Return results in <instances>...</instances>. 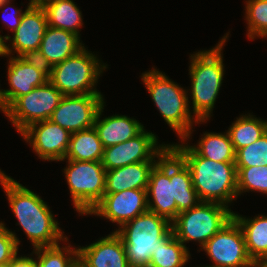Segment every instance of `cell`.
<instances>
[{"label": "cell", "instance_id": "obj_1", "mask_svg": "<svg viewBox=\"0 0 267 267\" xmlns=\"http://www.w3.org/2000/svg\"><path fill=\"white\" fill-rule=\"evenodd\" d=\"M0 184L9 206L34 248L54 246L68 241L43 199L0 170Z\"/></svg>", "mask_w": 267, "mask_h": 267}, {"label": "cell", "instance_id": "obj_2", "mask_svg": "<svg viewBox=\"0 0 267 267\" xmlns=\"http://www.w3.org/2000/svg\"><path fill=\"white\" fill-rule=\"evenodd\" d=\"M170 149L189 168L200 201L229 207L228 204L238 197L235 163L215 162L199 156L188 142L187 145L171 144Z\"/></svg>", "mask_w": 267, "mask_h": 267}, {"label": "cell", "instance_id": "obj_3", "mask_svg": "<svg viewBox=\"0 0 267 267\" xmlns=\"http://www.w3.org/2000/svg\"><path fill=\"white\" fill-rule=\"evenodd\" d=\"M229 34L215 48L194 53L190 57L191 99L193 116L198 121L210 119L224 77L222 48Z\"/></svg>", "mask_w": 267, "mask_h": 267}, {"label": "cell", "instance_id": "obj_4", "mask_svg": "<svg viewBox=\"0 0 267 267\" xmlns=\"http://www.w3.org/2000/svg\"><path fill=\"white\" fill-rule=\"evenodd\" d=\"M141 79L162 118L178 134L181 143L190 139L194 122L205 121H198L191 115L188 90L155 68L142 73Z\"/></svg>", "mask_w": 267, "mask_h": 267}, {"label": "cell", "instance_id": "obj_5", "mask_svg": "<svg viewBox=\"0 0 267 267\" xmlns=\"http://www.w3.org/2000/svg\"><path fill=\"white\" fill-rule=\"evenodd\" d=\"M171 229V223L156 213L147 211L123 224L115 232L121 237L130 267L149 265L159 240Z\"/></svg>", "mask_w": 267, "mask_h": 267}, {"label": "cell", "instance_id": "obj_6", "mask_svg": "<svg viewBox=\"0 0 267 267\" xmlns=\"http://www.w3.org/2000/svg\"><path fill=\"white\" fill-rule=\"evenodd\" d=\"M101 64L96 55L84 46L75 55L52 66L49 69V81L64 96L101 94L95 85L108 66Z\"/></svg>", "mask_w": 267, "mask_h": 267}, {"label": "cell", "instance_id": "obj_7", "mask_svg": "<svg viewBox=\"0 0 267 267\" xmlns=\"http://www.w3.org/2000/svg\"><path fill=\"white\" fill-rule=\"evenodd\" d=\"M232 218L233 211L228 207L200 201L193 208L179 213L171 223V228L183 245L197 241L202 248Z\"/></svg>", "mask_w": 267, "mask_h": 267}, {"label": "cell", "instance_id": "obj_8", "mask_svg": "<svg viewBox=\"0 0 267 267\" xmlns=\"http://www.w3.org/2000/svg\"><path fill=\"white\" fill-rule=\"evenodd\" d=\"M67 163L64 173L74 207L81 215H87L103 199L106 170L98 161L67 160Z\"/></svg>", "mask_w": 267, "mask_h": 267}, {"label": "cell", "instance_id": "obj_9", "mask_svg": "<svg viewBox=\"0 0 267 267\" xmlns=\"http://www.w3.org/2000/svg\"><path fill=\"white\" fill-rule=\"evenodd\" d=\"M63 96L48 80L28 94L18 97L7 108V117L21 133L32 123L49 120Z\"/></svg>", "mask_w": 267, "mask_h": 267}, {"label": "cell", "instance_id": "obj_10", "mask_svg": "<svg viewBox=\"0 0 267 267\" xmlns=\"http://www.w3.org/2000/svg\"><path fill=\"white\" fill-rule=\"evenodd\" d=\"M157 140L156 135L144 129L132 139L104 148L101 163L107 171L139 162L159 161L170 144L158 145Z\"/></svg>", "mask_w": 267, "mask_h": 267}, {"label": "cell", "instance_id": "obj_11", "mask_svg": "<svg viewBox=\"0 0 267 267\" xmlns=\"http://www.w3.org/2000/svg\"><path fill=\"white\" fill-rule=\"evenodd\" d=\"M213 267H255L249 257L241 227L232 218L202 247Z\"/></svg>", "mask_w": 267, "mask_h": 267}, {"label": "cell", "instance_id": "obj_12", "mask_svg": "<svg viewBox=\"0 0 267 267\" xmlns=\"http://www.w3.org/2000/svg\"><path fill=\"white\" fill-rule=\"evenodd\" d=\"M103 103L102 94L63 96L49 120L70 133L89 129Z\"/></svg>", "mask_w": 267, "mask_h": 267}, {"label": "cell", "instance_id": "obj_13", "mask_svg": "<svg viewBox=\"0 0 267 267\" xmlns=\"http://www.w3.org/2000/svg\"><path fill=\"white\" fill-rule=\"evenodd\" d=\"M47 26L44 8L40 3L30 1L21 17L20 25L13 32V37L6 35V41L9 40L11 43V46L6 45L8 57L14 51L18 57H34L41 45Z\"/></svg>", "mask_w": 267, "mask_h": 267}, {"label": "cell", "instance_id": "obj_14", "mask_svg": "<svg viewBox=\"0 0 267 267\" xmlns=\"http://www.w3.org/2000/svg\"><path fill=\"white\" fill-rule=\"evenodd\" d=\"M11 55L7 67L10 89H2L7 108L18 97L28 94L49 80V69L39 60L34 57H13V54Z\"/></svg>", "mask_w": 267, "mask_h": 267}, {"label": "cell", "instance_id": "obj_15", "mask_svg": "<svg viewBox=\"0 0 267 267\" xmlns=\"http://www.w3.org/2000/svg\"><path fill=\"white\" fill-rule=\"evenodd\" d=\"M20 134L42 160L64 161L71 133L60 125L51 120L38 121Z\"/></svg>", "mask_w": 267, "mask_h": 267}, {"label": "cell", "instance_id": "obj_16", "mask_svg": "<svg viewBox=\"0 0 267 267\" xmlns=\"http://www.w3.org/2000/svg\"><path fill=\"white\" fill-rule=\"evenodd\" d=\"M148 211L147 190L129 189L118 193H104L103 199L90 215L108 219L120 226Z\"/></svg>", "mask_w": 267, "mask_h": 267}, {"label": "cell", "instance_id": "obj_17", "mask_svg": "<svg viewBox=\"0 0 267 267\" xmlns=\"http://www.w3.org/2000/svg\"><path fill=\"white\" fill-rule=\"evenodd\" d=\"M147 203L148 211L156 213L170 223L177 217V206L173 197V181H170L169 178V150L151 170L147 187Z\"/></svg>", "mask_w": 267, "mask_h": 267}, {"label": "cell", "instance_id": "obj_18", "mask_svg": "<svg viewBox=\"0 0 267 267\" xmlns=\"http://www.w3.org/2000/svg\"><path fill=\"white\" fill-rule=\"evenodd\" d=\"M77 249L78 262L83 267H130L124 243L115 231Z\"/></svg>", "mask_w": 267, "mask_h": 267}, {"label": "cell", "instance_id": "obj_19", "mask_svg": "<svg viewBox=\"0 0 267 267\" xmlns=\"http://www.w3.org/2000/svg\"><path fill=\"white\" fill-rule=\"evenodd\" d=\"M80 37L73 32L47 26L41 45L34 58L50 69L70 56L75 55L84 46Z\"/></svg>", "mask_w": 267, "mask_h": 267}, {"label": "cell", "instance_id": "obj_20", "mask_svg": "<svg viewBox=\"0 0 267 267\" xmlns=\"http://www.w3.org/2000/svg\"><path fill=\"white\" fill-rule=\"evenodd\" d=\"M103 109L104 103L98 110L94 128L104 148L132 139L144 130L143 124L125 115L117 114L101 120Z\"/></svg>", "mask_w": 267, "mask_h": 267}, {"label": "cell", "instance_id": "obj_21", "mask_svg": "<svg viewBox=\"0 0 267 267\" xmlns=\"http://www.w3.org/2000/svg\"><path fill=\"white\" fill-rule=\"evenodd\" d=\"M157 162H139L106 171L105 193L129 189L147 190L150 173Z\"/></svg>", "mask_w": 267, "mask_h": 267}, {"label": "cell", "instance_id": "obj_22", "mask_svg": "<svg viewBox=\"0 0 267 267\" xmlns=\"http://www.w3.org/2000/svg\"><path fill=\"white\" fill-rule=\"evenodd\" d=\"M169 178L173 181V197L176 201L177 215L200 202L193 187L189 168L171 149H169Z\"/></svg>", "mask_w": 267, "mask_h": 267}, {"label": "cell", "instance_id": "obj_23", "mask_svg": "<svg viewBox=\"0 0 267 267\" xmlns=\"http://www.w3.org/2000/svg\"><path fill=\"white\" fill-rule=\"evenodd\" d=\"M40 4L45 10L48 26L73 32L80 37L82 12L73 0H42Z\"/></svg>", "mask_w": 267, "mask_h": 267}, {"label": "cell", "instance_id": "obj_24", "mask_svg": "<svg viewBox=\"0 0 267 267\" xmlns=\"http://www.w3.org/2000/svg\"><path fill=\"white\" fill-rule=\"evenodd\" d=\"M233 218L242 229L246 249L254 263L267 256V215H258L253 219L242 217L233 212Z\"/></svg>", "mask_w": 267, "mask_h": 267}, {"label": "cell", "instance_id": "obj_25", "mask_svg": "<svg viewBox=\"0 0 267 267\" xmlns=\"http://www.w3.org/2000/svg\"><path fill=\"white\" fill-rule=\"evenodd\" d=\"M104 152L98 133L94 127L71 133L69 147L64 158L83 162H101Z\"/></svg>", "mask_w": 267, "mask_h": 267}, {"label": "cell", "instance_id": "obj_26", "mask_svg": "<svg viewBox=\"0 0 267 267\" xmlns=\"http://www.w3.org/2000/svg\"><path fill=\"white\" fill-rule=\"evenodd\" d=\"M190 258V252L174 235L172 228L159 240V246L153 251L149 267H184Z\"/></svg>", "mask_w": 267, "mask_h": 267}, {"label": "cell", "instance_id": "obj_27", "mask_svg": "<svg viewBox=\"0 0 267 267\" xmlns=\"http://www.w3.org/2000/svg\"><path fill=\"white\" fill-rule=\"evenodd\" d=\"M197 145L190 147L202 157L215 162L235 163L236 151L228 132L204 133Z\"/></svg>", "mask_w": 267, "mask_h": 267}, {"label": "cell", "instance_id": "obj_28", "mask_svg": "<svg viewBox=\"0 0 267 267\" xmlns=\"http://www.w3.org/2000/svg\"><path fill=\"white\" fill-rule=\"evenodd\" d=\"M254 115H241L230 125L227 132L235 151L251 145L267 132V121H261Z\"/></svg>", "mask_w": 267, "mask_h": 267}, {"label": "cell", "instance_id": "obj_29", "mask_svg": "<svg viewBox=\"0 0 267 267\" xmlns=\"http://www.w3.org/2000/svg\"><path fill=\"white\" fill-rule=\"evenodd\" d=\"M70 247L72 246L68 244L61 248L59 243L34 248L33 252L38 256L35 260L37 267H74L78 262V249Z\"/></svg>", "mask_w": 267, "mask_h": 267}, {"label": "cell", "instance_id": "obj_30", "mask_svg": "<svg viewBox=\"0 0 267 267\" xmlns=\"http://www.w3.org/2000/svg\"><path fill=\"white\" fill-rule=\"evenodd\" d=\"M245 5L248 38H267V0H247Z\"/></svg>", "mask_w": 267, "mask_h": 267}, {"label": "cell", "instance_id": "obj_31", "mask_svg": "<svg viewBox=\"0 0 267 267\" xmlns=\"http://www.w3.org/2000/svg\"><path fill=\"white\" fill-rule=\"evenodd\" d=\"M237 192L256 191L267 195V166L236 168Z\"/></svg>", "mask_w": 267, "mask_h": 267}, {"label": "cell", "instance_id": "obj_32", "mask_svg": "<svg viewBox=\"0 0 267 267\" xmlns=\"http://www.w3.org/2000/svg\"><path fill=\"white\" fill-rule=\"evenodd\" d=\"M236 168L267 166V132L257 141L236 151Z\"/></svg>", "mask_w": 267, "mask_h": 267}, {"label": "cell", "instance_id": "obj_33", "mask_svg": "<svg viewBox=\"0 0 267 267\" xmlns=\"http://www.w3.org/2000/svg\"><path fill=\"white\" fill-rule=\"evenodd\" d=\"M19 245L20 240L17 235L0 222V263L11 262L18 254Z\"/></svg>", "mask_w": 267, "mask_h": 267}, {"label": "cell", "instance_id": "obj_34", "mask_svg": "<svg viewBox=\"0 0 267 267\" xmlns=\"http://www.w3.org/2000/svg\"><path fill=\"white\" fill-rule=\"evenodd\" d=\"M10 1L12 0H7L4 2V4L0 7V11L1 12H7L6 9L8 7H6V5L10 6L9 4L11 3ZM6 7V8H5ZM11 8V7H9ZM8 10V9H7ZM24 12H22L21 9H15V12L11 13V19L9 17H3V21L4 23L7 25L8 28L11 29L12 33L17 29V27L20 25L21 22V17L23 15Z\"/></svg>", "mask_w": 267, "mask_h": 267}, {"label": "cell", "instance_id": "obj_35", "mask_svg": "<svg viewBox=\"0 0 267 267\" xmlns=\"http://www.w3.org/2000/svg\"><path fill=\"white\" fill-rule=\"evenodd\" d=\"M10 267H37L35 259L27 256H15L11 262Z\"/></svg>", "mask_w": 267, "mask_h": 267}, {"label": "cell", "instance_id": "obj_36", "mask_svg": "<svg viewBox=\"0 0 267 267\" xmlns=\"http://www.w3.org/2000/svg\"><path fill=\"white\" fill-rule=\"evenodd\" d=\"M5 41H6V36L0 35V56H3V57L8 56L7 48H6L7 44Z\"/></svg>", "mask_w": 267, "mask_h": 267}, {"label": "cell", "instance_id": "obj_37", "mask_svg": "<svg viewBox=\"0 0 267 267\" xmlns=\"http://www.w3.org/2000/svg\"><path fill=\"white\" fill-rule=\"evenodd\" d=\"M0 110L7 116V106L2 95V89H0Z\"/></svg>", "mask_w": 267, "mask_h": 267}, {"label": "cell", "instance_id": "obj_38", "mask_svg": "<svg viewBox=\"0 0 267 267\" xmlns=\"http://www.w3.org/2000/svg\"><path fill=\"white\" fill-rule=\"evenodd\" d=\"M255 267H267V256L259 259L255 263Z\"/></svg>", "mask_w": 267, "mask_h": 267}, {"label": "cell", "instance_id": "obj_39", "mask_svg": "<svg viewBox=\"0 0 267 267\" xmlns=\"http://www.w3.org/2000/svg\"><path fill=\"white\" fill-rule=\"evenodd\" d=\"M0 267H10V262L0 263Z\"/></svg>", "mask_w": 267, "mask_h": 267}, {"label": "cell", "instance_id": "obj_40", "mask_svg": "<svg viewBox=\"0 0 267 267\" xmlns=\"http://www.w3.org/2000/svg\"><path fill=\"white\" fill-rule=\"evenodd\" d=\"M31 1L32 3H40L42 0H29Z\"/></svg>", "mask_w": 267, "mask_h": 267}, {"label": "cell", "instance_id": "obj_41", "mask_svg": "<svg viewBox=\"0 0 267 267\" xmlns=\"http://www.w3.org/2000/svg\"><path fill=\"white\" fill-rule=\"evenodd\" d=\"M74 267H83V266L79 262H77Z\"/></svg>", "mask_w": 267, "mask_h": 267}, {"label": "cell", "instance_id": "obj_42", "mask_svg": "<svg viewBox=\"0 0 267 267\" xmlns=\"http://www.w3.org/2000/svg\"><path fill=\"white\" fill-rule=\"evenodd\" d=\"M7 0H0V7L4 4V2Z\"/></svg>", "mask_w": 267, "mask_h": 267}]
</instances>
